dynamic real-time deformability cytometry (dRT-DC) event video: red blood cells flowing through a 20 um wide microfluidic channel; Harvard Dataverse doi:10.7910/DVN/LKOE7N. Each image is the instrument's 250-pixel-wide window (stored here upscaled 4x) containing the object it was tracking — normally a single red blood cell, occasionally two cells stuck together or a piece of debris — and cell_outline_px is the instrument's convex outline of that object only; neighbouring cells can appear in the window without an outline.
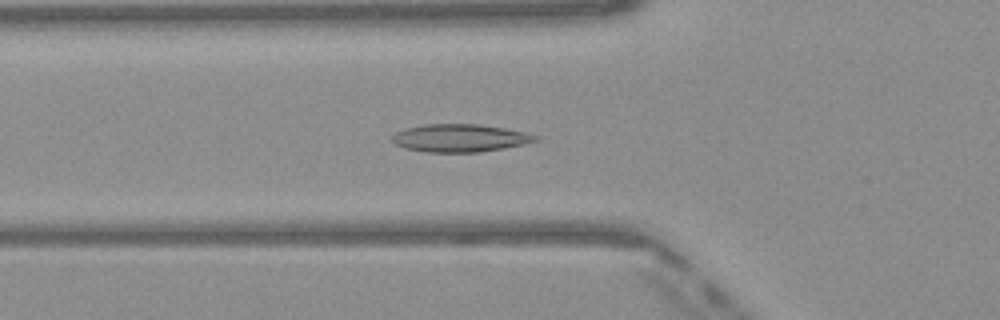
{"species": "Egyptian fruit bat (a non-hibernating species)", "species_latin": "Rousettus aegyptiacus", "temperature_condition": "warm", "stored_images_in_passage": 44, "camera_frame_rate_fps": 3000, "um_per_image_px": 0.085, "frame": {"image": 1, "passage_image": 12, "time_ms": 3.667, "image_size_px": [1000, 320], "cell_outline_px": [[540, 140], [480, 152], [428, 152], [408, 148], [396, 144], [392, 140], [392, 136], [396, 132], [404, 128], [424, 124], [476, 124], [504, 128], [524, 132], [540, 136]], "centroid_in_image_um": [39.08, 11.72], "position_along_channel_um": 86.7, "area_um2": 22.89}}
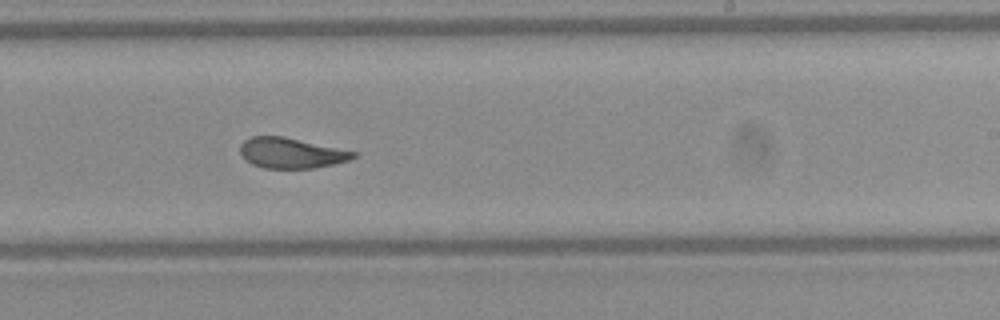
{"frame": {"image": 2, "passage_image": 25, "time_ms": 8.0, "image_size_px": [1000, 320], "cell_outline_px": [[356, 156], [348, 160], [332, 164], [312, 168], [264, 168], [252, 164], [244, 160], [240, 156], [240, 144], [244, 140], [252, 136], [284, 136], [356, 152]], "centroid_in_image_um": [24.68, 13.0], "position_along_channel_um": 264.3, "area_um2": 20.0}}
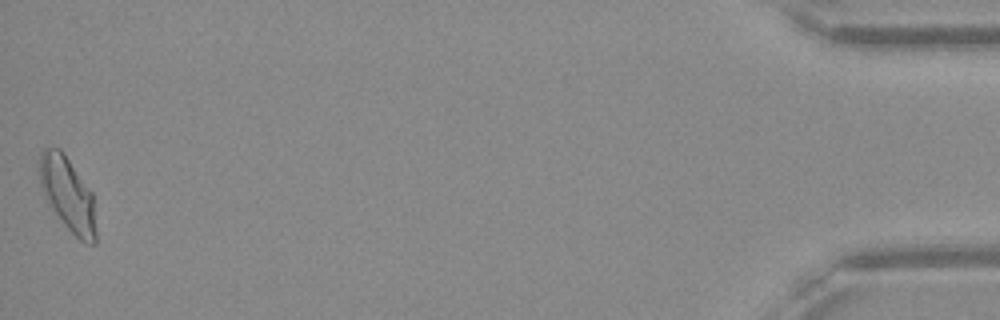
{"frame": {"image": 3, "passage_image": 44, "time_ms": 14.333, "image_size_px": [1000, 320], "cell_outline_px": [[96, 244], [88, 244], [80, 240], [64, 224], [44, 196], [40, 184], [40, 152], [44, 148], [60, 148], [92, 192], [96, 232]], "centroid_in_image_um": [5.77, 16.51], "position_along_channel_um": 429.4, "area_um2": 23.87}, "authors_computed_cell_mechanics": {"area_um2": 21.6461, "velocity_mm_per_s": 4.0781, "shape_relaxation_time_tau1_ms": 6.3955, "shape_relaxation_time_tau2_ms": 1.4404, "deformation_change_tau1": 0.1762, "deformation_change_tau2": 0.0573}}